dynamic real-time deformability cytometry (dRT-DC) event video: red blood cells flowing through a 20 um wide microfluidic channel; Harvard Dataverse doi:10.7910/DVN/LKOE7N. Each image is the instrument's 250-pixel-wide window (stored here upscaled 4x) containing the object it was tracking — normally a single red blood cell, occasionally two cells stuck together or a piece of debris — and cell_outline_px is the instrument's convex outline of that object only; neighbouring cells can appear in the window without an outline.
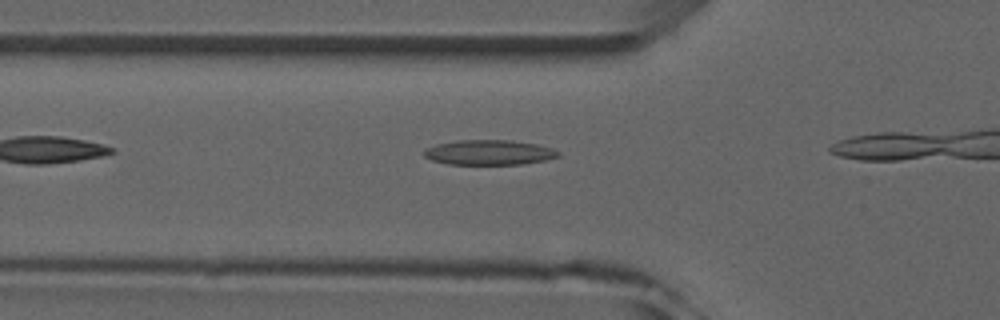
{"species": "common noctule bat (a hibernating species)", "species_latin": "Nyctalus noctula", "temperature_condition": "room temperature", "stored_images_in_passage": 3, "camera_frame_rate_fps": 3000, "um_per_image_px": 0.085, "animal": {"sex": "male", "forearm_length_mm": 52.5}, "frame": {"image": 1, "passage_image": 2, "time_ms": 1.333, "image_size_px": [1000, 320], "cell_outline_px": [[560, 156], [544, 160], [520, 164], [448, 164], [432, 160], [424, 156], [424, 148], [436, 144], [460, 140], [512, 140], [536, 144], [552, 148], [560, 152]], "centroid_in_image_um": [41.56, 12.95], "position_along_channel_um": 84.2, "area_um2": 19.48}}